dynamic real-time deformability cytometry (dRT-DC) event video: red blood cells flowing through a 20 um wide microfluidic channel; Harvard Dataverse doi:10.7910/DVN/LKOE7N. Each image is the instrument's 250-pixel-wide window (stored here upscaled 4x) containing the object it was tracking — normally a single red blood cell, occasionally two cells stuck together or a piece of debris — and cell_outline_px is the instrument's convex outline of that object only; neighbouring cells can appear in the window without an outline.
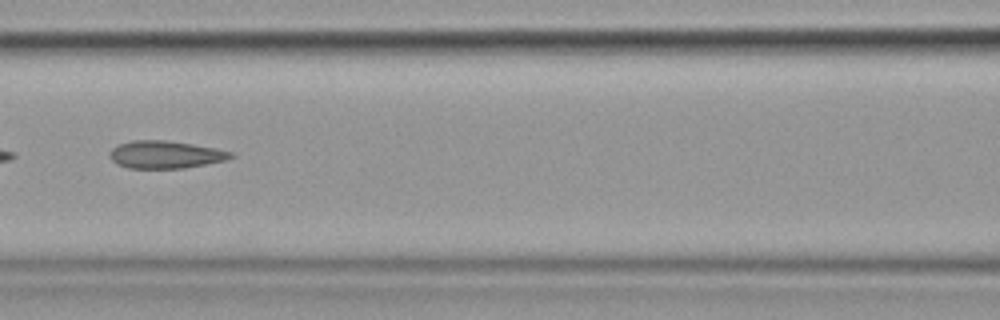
{"species": "common noctule bat (a hibernating species)", "species_latin": "Nyctalus noctula", "temperature_condition": "cold", "stored_images_in_passage": 40, "segment_of_instrument_passage": [2, 2], "camera_frame_rate_fps": 3000, "um_per_image_px": 0.085, "animal": {"sex": "female", "body_mass_g": 19.9}, "frame": {"image": 1, "passage_image": 25, "time_ms": 8.0, "image_size_px": [1000, 320], "cell_outline_px": [[236, 156], [224, 160], [184, 168], [128, 168], [116, 164], [108, 156], [108, 152], [112, 148], [120, 144], [132, 140], [164, 140], [192, 144], [216, 148], [232, 152]], "centroid_in_image_um": [14.02, 13.14], "position_along_channel_um": 152.6, "area_um2": 19.42}}